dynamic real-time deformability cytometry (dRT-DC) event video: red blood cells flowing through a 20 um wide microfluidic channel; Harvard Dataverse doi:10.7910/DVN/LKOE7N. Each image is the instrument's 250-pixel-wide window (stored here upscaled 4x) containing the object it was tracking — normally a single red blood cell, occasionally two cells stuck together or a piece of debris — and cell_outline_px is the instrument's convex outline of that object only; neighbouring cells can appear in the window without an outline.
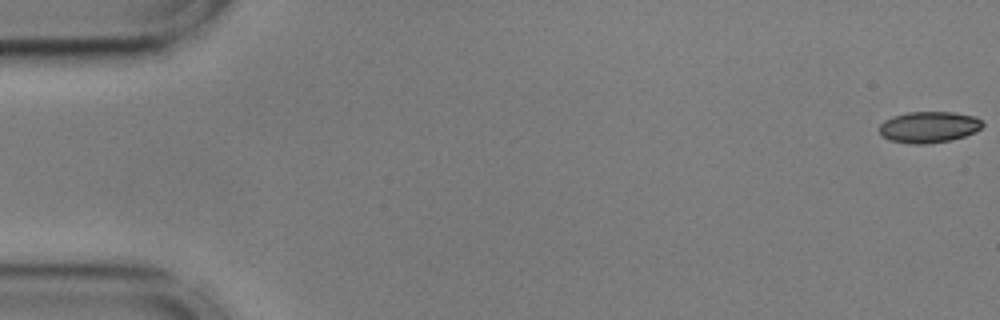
{"species": "common noctule bat (a hibernating species)", "species_latin": "Nyctalus noctula", "temperature_condition": "cold", "stored_images_in_passage": 18, "camera_frame_rate_fps": 3000, "um_per_image_px": 0.085, "animal": {"sex": "male", "body_mass_g": 17.9, "forearm_length_mm": 54.2}, "frame": {"image": 1, "passage_image": 1, "time_ms": 0.0, "image_size_px": [1000, 320], "cell_outline_px": [[984, 124], [976, 132], [964, 136], [948, 140], [924, 144], [912, 144], [892, 140], [880, 136], [880, 124], [884, 120], [892, 116], [908, 112], [952, 112], [976, 116]], "centroid_in_image_um": [78.94, 10.79], "position_along_channel_um": 6.1, "area_um2": 18.73}}
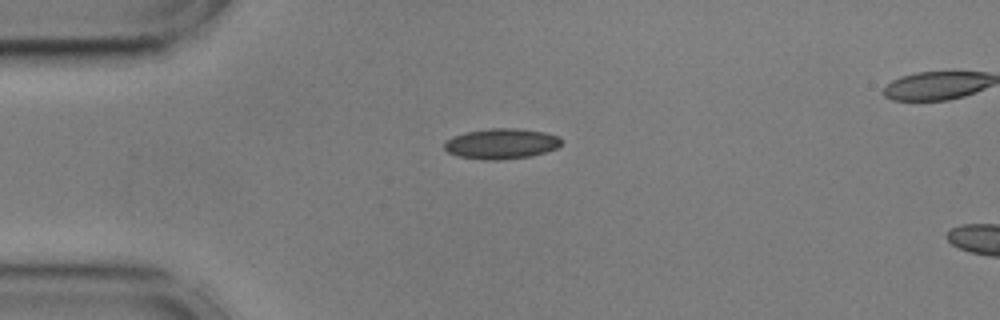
{"frame": {"image": 2, "passage_image": 14, "time_ms": 4.333, "image_size_px": [1000, 320], "cell_outline_px": [[560, 144], [556, 148], [532, 156], [500, 160], [484, 160], [456, 156], [448, 152], [444, 148], [444, 140], [452, 136], [464, 132], [488, 128], [516, 128], [544, 132], [560, 136]], "centroid_in_image_um": [42.56, 12.21], "position_along_channel_um": 42.4, "area_um2": 20.98}}